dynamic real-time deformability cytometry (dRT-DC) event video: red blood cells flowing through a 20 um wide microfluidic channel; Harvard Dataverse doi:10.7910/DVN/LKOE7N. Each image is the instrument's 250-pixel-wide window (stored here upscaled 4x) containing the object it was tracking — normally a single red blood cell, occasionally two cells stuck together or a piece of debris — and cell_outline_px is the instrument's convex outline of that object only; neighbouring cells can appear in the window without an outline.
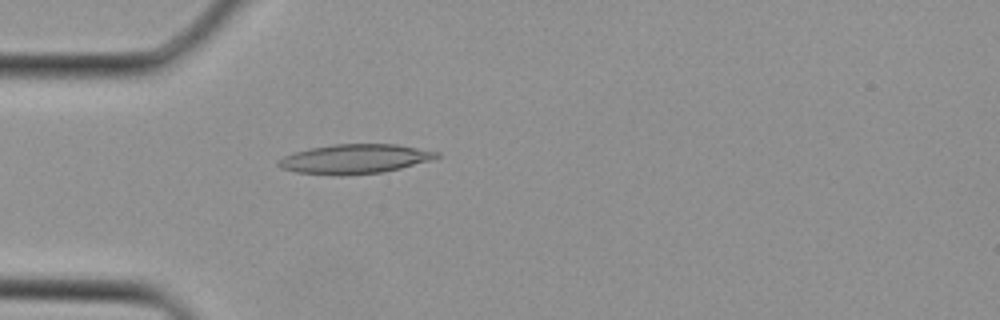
{"species": "Egyptian fruit bat (a non-hibernating species)", "species_latin": "Rousettus aegyptiacus", "temperature_condition": "cold", "stored_images_in_passage": 3, "camera_frame_rate_fps": 3000, "um_per_image_px": 0.085, "animal": {"sex": "female"}, "frame": {"image": 1, "passage_image": 3, "time_ms": 0.667, "image_size_px": [1000, 320], "cell_outline_px": [[440, 156], [432, 160], [384, 172], [340, 176], [336, 176], [296, 172], [280, 168], [276, 164], [276, 160], [284, 156], [296, 152], [312, 148], [332, 144], [396, 144], [440, 152]], "centroid_in_image_um": [30.14, 13.52], "position_along_channel_um": 54.9, "area_um2": 27.28}}